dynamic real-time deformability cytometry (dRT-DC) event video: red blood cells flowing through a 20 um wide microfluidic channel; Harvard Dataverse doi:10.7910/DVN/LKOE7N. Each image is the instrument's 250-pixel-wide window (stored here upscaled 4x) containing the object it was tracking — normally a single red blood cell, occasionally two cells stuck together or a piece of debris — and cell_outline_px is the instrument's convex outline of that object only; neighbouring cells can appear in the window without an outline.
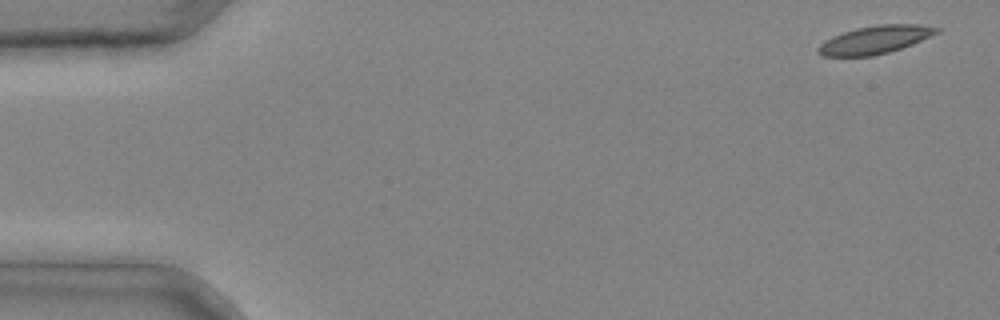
{"species": "common noctule bat (a hibernating species)", "species_latin": "Nyctalus noctula", "temperature_condition": "cold", "stored_images_in_passage": 3, "segment_of_instrument_passage": [2, 2], "camera_frame_rate_fps": 3000, "um_per_image_px": 0.085, "animal": {"sex": "male", "body_mass_g": 20.4}, "frame": {"image": 1, "passage_image": 3, "time_ms": 0.667, "image_size_px": [1000, 320], "cell_outline_px": [[940, 32], [912, 44], [888, 52], [872, 56], [824, 56], [816, 52], [816, 48], [824, 40], [832, 36], [856, 28], [880, 24], [920, 24], [940, 28]], "centroid_in_image_um": [74.36, 3.37], "position_along_channel_um": 10.6, "area_um2": 19.31}}